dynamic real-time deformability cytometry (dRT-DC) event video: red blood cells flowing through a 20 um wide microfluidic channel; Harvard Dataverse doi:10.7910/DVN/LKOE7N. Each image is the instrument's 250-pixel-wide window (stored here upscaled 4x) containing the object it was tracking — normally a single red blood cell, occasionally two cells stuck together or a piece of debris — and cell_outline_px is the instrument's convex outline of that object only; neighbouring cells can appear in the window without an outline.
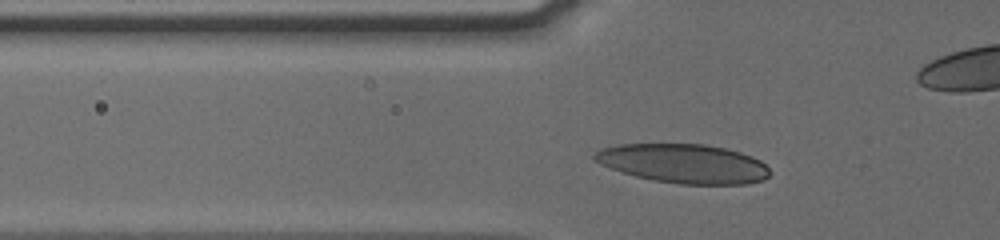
{"species": "human", "species_latin": "Homo sapiens", "temperature_condition": "cold", "stored_images_in_passage": 34, "camera_frame_rate_fps": 3000, "um_per_image_px": 0.085, "donor": {"sex": "male"}, "frame": {"image": 1, "passage_image": 7, "time_ms": 2.0, "image_size_px": [1000, 240], "cell_outline_px": [[768, 176], [764, 180], [744, 184], [680, 184], [652, 180], [636, 176], [600, 164], [592, 160], [592, 156], [600, 148], [620, 144], [704, 144], [724, 148], [740, 152], [752, 156], [760, 160], [768, 168]], "centroid_in_image_um": [58.09, 13.9], "position_along_channel_um": 67.7, "area_um2": 39.82}}
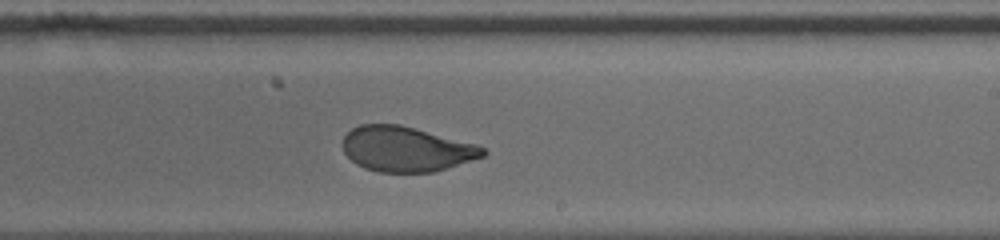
{"frame": {"image": 2, "passage_image": 22, "time_ms": 7.0, "image_size_px": [1000, 240], "cell_outline_px": [[488, 152], [484, 156], [432, 172], [380, 172], [364, 168], [356, 164], [344, 152], [344, 136], [352, 128], [360, 124], [400, 124], [476, 144], [484, 148]], "centroid_in_image_um": [34.52, 12.66], "position_along_channel_um": 254.5, "area_um2": 36.53}}
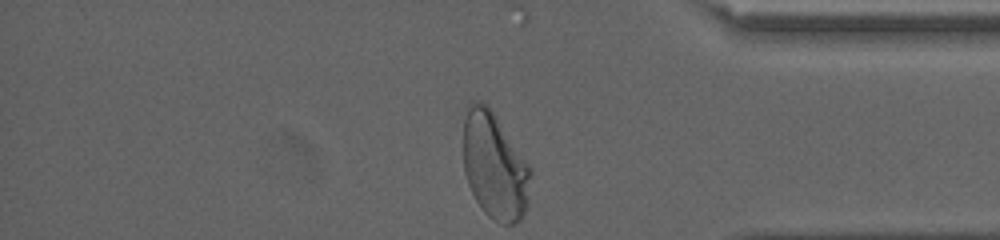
{"frame": {"image": 3, "passage_image": 34, "time_ms": 11.0, "image_size_px": [1000, 240], "cell_outline_px": [[532, 176], [528, 208], [524, 216], [516, 224], [500, 224], [488, 216], [484, 212], [476, 200], [468, 184], [464, 172], [464, 120], [468, 104], [472, 100], [480, 100], [496, 116], [532, 168]], "centroid_in_image_um": [42.08, 14.15], "position_along_channel_um": 393.1, "area_um2": 42.31}, "authors_computed_cell_mechanics": {"area_um2": 38.4081, "velocity_mm_per_s": 3.809, "shape_relaxation_time_tau1_ms": 4.5544, "shape_relaxation_time_tau2_ms": 0.8062, "deformation_change_tau1": 0.1872, "deformation_change_tau2": 0.0624}}